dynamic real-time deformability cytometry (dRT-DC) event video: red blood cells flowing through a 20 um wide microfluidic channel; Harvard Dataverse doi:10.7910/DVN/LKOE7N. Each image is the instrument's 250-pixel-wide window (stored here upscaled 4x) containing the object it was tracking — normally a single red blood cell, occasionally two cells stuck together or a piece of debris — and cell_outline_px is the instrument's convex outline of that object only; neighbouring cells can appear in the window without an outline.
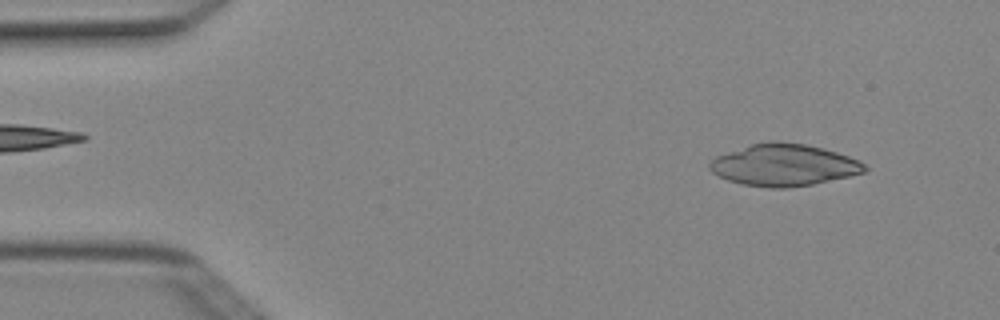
{"species": "Egyptian fruit bat (a non-hibernating species)", "species_latin": "Rousettus aegyptiacus", "temperature_condition": "cold", "stored_images_in_passage": 4, "segment_of_instrument_passage": [2, 2], "camera_frame_rate_fps": 3000, "um_per_image_px": 0.085, "animal": {"sex": "female"}, "frame": {"image": 1, "passage_image": 4, "time_ms": 1.0, "image_size_px": [1000, 320], "cell_outline_px": [[868, 168], [864, 172], [852, 176], [812, 184], [788, 188], [768, 188], [744, 184], [728, 180], [712, 172], [708, 168], [708, 164], [716, 156], [752, 144], [768, 140], [776, 140], [804, 144], [836, 152], [860, 160]], "centroid_in_image_um": [66.64, 14.03], "position_along_channel_um": 18.4, "area_um2": 37.74}}